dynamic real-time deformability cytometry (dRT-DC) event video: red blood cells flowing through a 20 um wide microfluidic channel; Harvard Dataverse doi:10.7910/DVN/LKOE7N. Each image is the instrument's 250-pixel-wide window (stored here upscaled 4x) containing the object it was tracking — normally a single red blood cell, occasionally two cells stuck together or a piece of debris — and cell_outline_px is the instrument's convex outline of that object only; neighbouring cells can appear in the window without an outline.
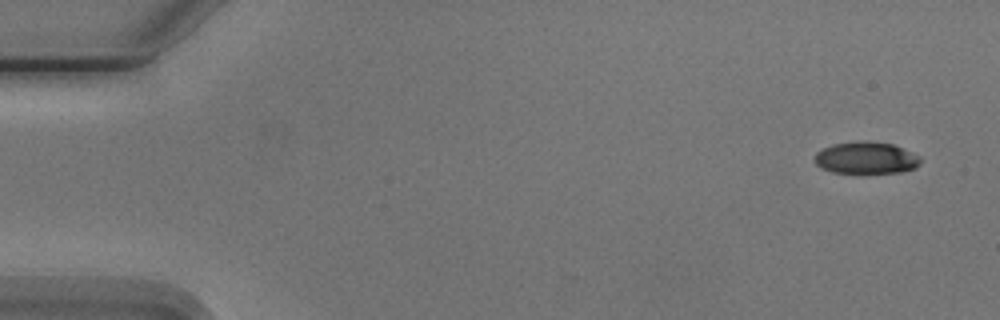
{"species": "Egyptian fruit bat (a non-hibernating species)", "species_latin": "Rousettus aegyptiacus", "temperature_condition": "cold", "stored_images_in_passage": 4, "camera_frame_rate_fps": 3000, "um_per_image_px": 0.085, "animal": {"sex": "male"}, "frame": {"image": 1, "passage_image": 1, "time_ms": 0.0, "image_size_px": [1000, 320], "cell_outline_px": [[924, 160], [916, 168], [900, 172], [832, 172], [820, 168], [812, 160], [816, 152], [832, 144], [892, 144], [920, 156]], "centroid_in_image_um": [73.62, 13.47], "position_along_channel_um": 11.4, "area_um2": 18.9}}
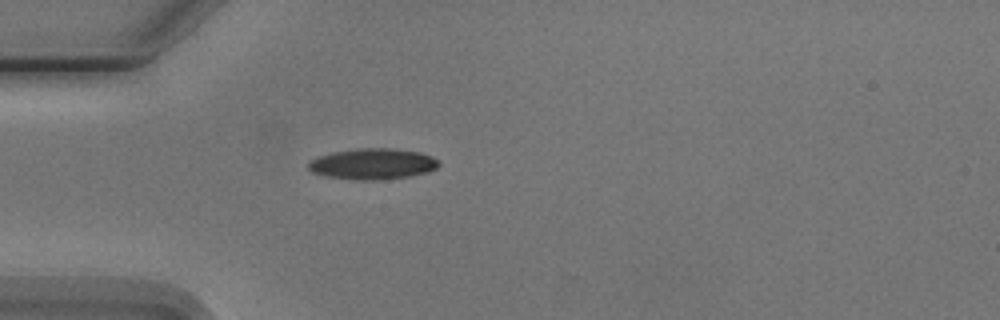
{"frame": {"image": 2, "passage_image": 4, "time_ms": 4.333, "image_size_px": [1000, 320], "cell_outline_px": [[440, 164], [436, 168], [428, 172], [412, 176], [372, 180], [360, 180], [324, 176], [312, 172], [308, 168], [308, 164], [312, 160], [320, 156], [332, 152], [360, 148], [388, 148], [420, 152], [432, 156], [440, 160]], "centroid_in_image_um": [31.72, 13.93], "position_along_channel_um": 53.3, "area_um2": 23.47}}